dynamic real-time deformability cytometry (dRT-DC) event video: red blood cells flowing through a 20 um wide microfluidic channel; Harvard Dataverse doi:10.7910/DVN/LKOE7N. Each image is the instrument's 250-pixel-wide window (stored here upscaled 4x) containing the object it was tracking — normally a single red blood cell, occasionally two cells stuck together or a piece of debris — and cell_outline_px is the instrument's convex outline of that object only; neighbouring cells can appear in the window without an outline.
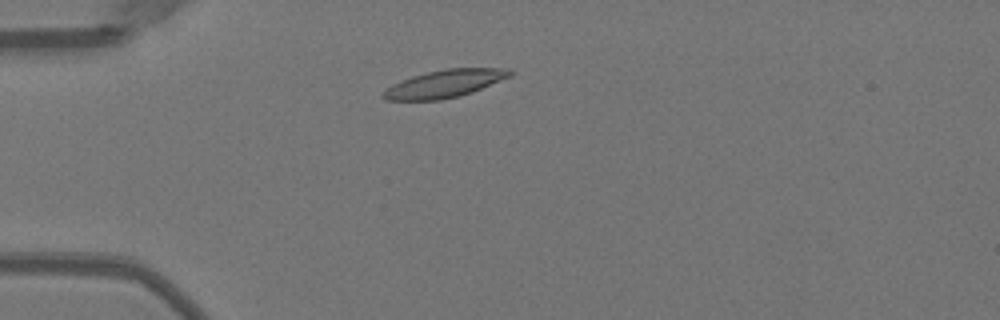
{"species": "Egyptian fruit bat (a non-hibernating species)", "species_latin": "Rousettus aegyptiacus", "temperature_condition": "warm", "stored_images_in_passage": 42, "camera_frame_rate_fps": 3000, "um_per_image_px": 0.085, "animal": {"sex": "female"}, "frame": {"image": 1, "passage_image": 4, "time_ms": 1.0, "image_size_px": [1000, 320], "cell_outline_px": [[512, 76], [472, 92], [460, 96], [440, 100], [384, 100], [380, 96], [392, 84], [412, 76], [428, 72], [448, 68], [508, 68], [512, 72]], "centroid_in_image_um": [37.8, 7.12], "position_along_channel_um": 47.2, "area_um2": 20.35}}
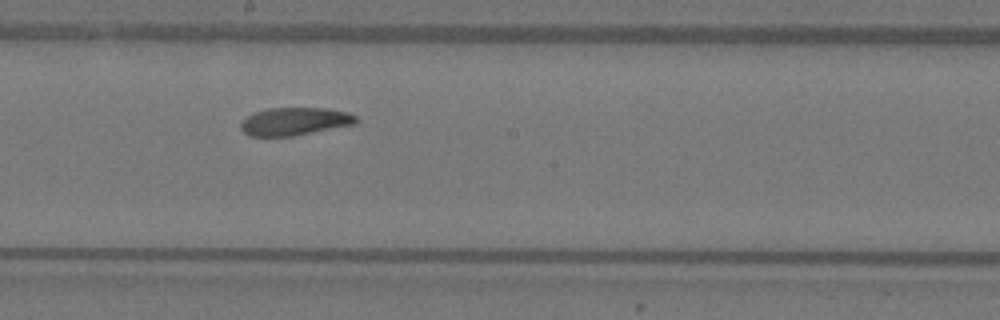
{"frame": {"image": 2, "passage_image": 19, "time_ms": 6.0, "image_size_px": [1000, 320], "cell_outline_px": [[356, 124], [292, 136], [248, 136], [240, 128], [240, 124], [248, 116], [256, 112], [268, 108], [328, 108], [348, 112], [356, 116]], "centroid_in_image_um": [25.06, 10.32], "position_along_channel_um": 223.1, "area_um2": 18.61}}
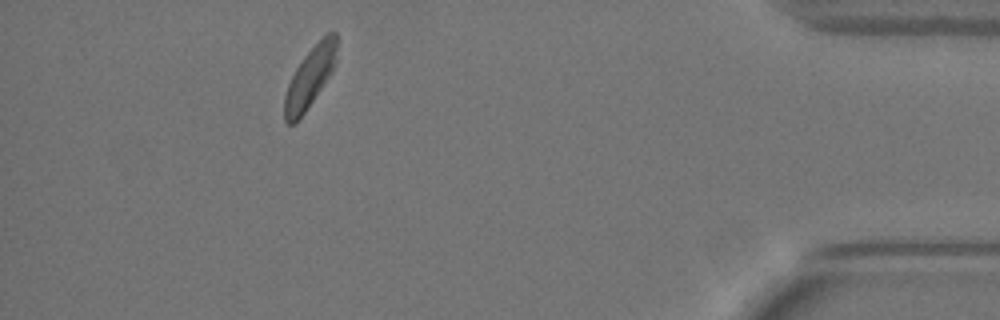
{"frame": {"image": 3, "passage_image": 37, "time_ms": 12.0, "image_size_px": [1000, 320], "cell_outline_px": [[336, 60], [332, 72], [304, 112], [292, 124], [288, 124], [284, 120], [284, 96], [288, 84], [296, 68], [304, 56], [328, 32], [336, 32]], "centroid_in_image_um": [26.33, 6.57], "position_along_channel_um": 408.9, "area_um2": 17.8}, "authors_computed_cell_mechanics": {"area_um2": 19.5075, "velocity_mm_per_s": 3.9285, "shape_relaxation_time_tau1_ms": 3.7927, "shape_relaxation_time_tau2_ms": 6.4092, "deformation_change_tau1": 0.1389, "deformation_change_tau2": 0.1382}}